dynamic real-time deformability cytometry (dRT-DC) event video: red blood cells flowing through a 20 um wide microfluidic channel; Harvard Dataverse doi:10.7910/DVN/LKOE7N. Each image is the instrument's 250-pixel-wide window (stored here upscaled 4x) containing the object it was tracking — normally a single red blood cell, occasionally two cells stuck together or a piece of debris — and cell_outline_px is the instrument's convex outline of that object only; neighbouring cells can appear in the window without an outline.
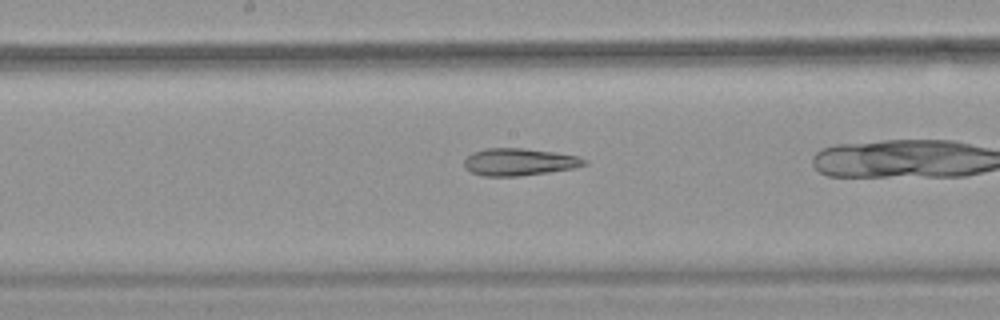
{"species": "common noctule bat (a hibernating species)", "species_latin": "Nyctalus noctula", "temperature_condition": "warm", "stored_images_in_passage": 32, "camera_frame_rate_fps": 3000, "um_per_image_px": 0.085, "animal": {"sex": "female", "body_mass_g": 18.4}, "frame": {"image": 1, "passage_image": 19, "time_ms": 6.0, "image_size_px": [1000, 320], "cell_outline_px": [[588, 164], [572, 168], [548, 172], [520, 176], [484, 176], [472, 172], [464, 168], [464, 160], [472, 152], [488, 148], [524, 148], [556, 152], [580, 156], [588, 160]], "centroid_in_image_um": [44.15, 13.76], "position_along_channel_um": 204.0, "area_um2": 19.19}}